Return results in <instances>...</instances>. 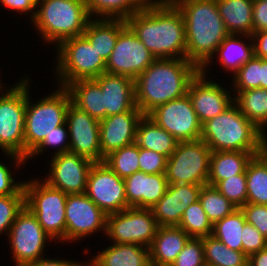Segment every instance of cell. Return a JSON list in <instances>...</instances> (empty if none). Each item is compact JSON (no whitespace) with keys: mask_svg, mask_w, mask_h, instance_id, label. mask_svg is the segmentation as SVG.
<instances>
[{"mask_svg":"<svg viewBox=\"0 0 267 266\" xmlns=\"http://www.w3.org/2000/svg\"><path fill=\"white\" fill-rule=\"evenodd\" d=\"M85 194L107 215L127 209L124 179L103 161L92 165Z\"/></svg>","mask_w":267,"mask_h":266,"instance_id":"obj_14","label":"cell"},{"mask_svg":"<svg viewBox=\"0 0 267 266\" xmlns=\"http://www.w3.org/2000/svg\"><path fill=\"white\" fill-rule=\"evenodd\" d=\"M148 4L150 3H171V4H174L176 1L178 0H145Z\"/></svg>","mask_w":267,"mask_h":266,"instance_id":"obj_56","label":"cell"},{"mask_svg":"<svg viewBox=\"0 0 267 266\" xmlns=\"http://www.w3.org/2000/svg\"><path fill=\"white\" fill-rule=\"evenodd\" d=\"M67 124L66 122L63 125L55 128L51 134L47 135L45 139L27 156V160L36 154H40L44 152V149H47L48 146L58 147L57 152L54 155L61 154L64 152H69V134L66 130ZM68 140V141H66ZM45 147V148H44Z\"/></svg>","mask_w":267,"mask_h":266,"instance_id":"obj_44","label":"cell"},{"mask_svg":"<svg viewBox=\"0 0 267 266\" xmlns=\"http://www.w3.org/2000/svg\"><path fill=\"white\" fill-rule=\"evenodd\" d=\"M191 237L178 226H159L149 246L150 263L170 266Z\"/></svg>","mask_w":267,"mask_h":266,"instance_id":"obj_24","label":"cell"},{"mask_svg":"<svg viewBox=\"0 0 267 266\" xmlns=\"http://www.w3.org/2000/svg\"><path fill=\"white\" fill-rule=\"evenodd\" d=\"M266 136L267 135H264V138L260 142L258 155L267 164V137Z\"/></svg>","mask_w":267,"mask_h":266,"instance_id":"obj_55","label":"cell"},{"mask_svg":"<svg viewBox=\"0 0 267 266\" xmlns=\"http://www.w3.org/2000/svg\"><path fill=\"white\" fill-rule=\"evenodd\" d=\"M23 266H84V265L77 261L75 262L70 260L40 258L39 260L27 263Z\"/></svg>","mask_w":267,"mask_h":266,"instance_id":"obj_52","label":"cell"},{"mask_svg":"<svg viewBox=\"0 0 267 266\" xmlns=\"http://www.w3.org/2000/svg\"><path fill=\"white\" fill-rule=\"evenodd\" d=\"M12 173L7 166L0 162V196L17 194L24 186V183H16Z\"/></svg>","mask_w":267,"mask_h":266,"instance_id":"obj_48","label":"cell"},{"mask_svg":"<svg viewBox=\"0 0 267 266\" xmlns=\"http://www.w3.org/2000/svg\"><path fill=\"white\" fill-rule=\"evenodd\" d=\"M147 116L178 142L198 140L201 137L202 124L188 94L157 106Z\"/></svg>","mask_w":267,"mask_h":266,"instance_id":"obj_13","label":"cell"},{"mask_svg":"<svg viewBox=\"0 0 267 266\" xmlns=\"http://www.w3.org/2000/svg\"><path fill=\"white\" fill-rule=\"evenodd\" d=\"M250 39L254 42V56L267 58V31L254 32Z\"/></svg>","mask_w":267,"mask_h":266,"instance_id":"obj_51","label":"cell"},{"mask_svg":"<svg viewBox=\"0 0 267 266\" xmlns=\"http://www.w3.org/2000/svg\"><path fill=\"white\" fill-rule=\"evenodd\" d=\"M167 159L155 151L139 148V171L147 174H165Z\"/></svg>","mask_w":267,"mask_h":266,"instance_id":"obj_45","label":"cell"},{"mask_svg":"<svg viewBox=\"0 0 267 266\" xmlns=\"http://www.w3.org/2000/svg\"><path fill=\"white\" fill-rule=\"evenodd\" d=\"M103 162L124 179L139 171V147L136 143L124 146L105 156Z\"/></svg>","mask_w":267,"mask_h":266,"instance_id":"obj_38","label":"cell"},{"mask_svg":"<svg viewBox=\"0 0 267 266\" xmlns=\"http://www.w3.org/2000/svg\"><path fill=\"white\" fill-rule=\"evenodd\" d=\"M149 248L140 244L113 243L84 266H148Z\"/></svg>","mask_w":267,"mask_h":266,"instance_id":"obj_25","label":"cell"},{"mask_svg":"<svg viewBox=\"0 0 267 266\" xmlns=\"http://www.w3.org/2000/svg\"><path fill=\"white\" fill-rule=\"evenodd\" d=\"M241 239L242 251L247 257L267 247V238L248 222L243 226Z\"/></svg>","mask_w":267,"mask_h":266,"instance_id":"obj_46","label":"cell"},{"mask_svg":"<svg viewBox=\"0 0 267 266\" xmlns=\"http://www.w3.org/2000/svg\"><path fill=\"white\" fill-rule=\"evenodd\" d=\"M145 0H86L87 11L91 18L98 15L101 19L127 20L134 13L147 6Z\"/></svg>","mask_w":267,"mask_h":266,"instance_id":"obj_32","label":"cell"},{"mask_svg":"<svg viewBox=\"0 0 267 266\" xmlns=\"http://www.w3.org/2000/svg\"><path fill=\"white\" fill-rule=\"evenodd\" d=\"M27 79V104L24 125V159L60 125L66 122L67 109L71 103L69 92L64 87L48 95L36 104H31Z\"/></svg>","mask_w":267,"mask_h":266,"instance_id":"obj_6","label":"cell"},{"mask_svg":"<svg viewBox=\"0 0 267 266\" xmlns=\"http://www.w3.org/2000/svg\"><path fill=\"white\" fill-rule=\"evenodd\" d=\"M178 227L184 230L191 238H203L212 235L213 232V224L199 200L185 210Z\"/></svg>","mask_w":267,"mask_h":266,"instance_id":"obj_39","label":"cell"},{"mask_svg":"<svg viewBox=\"0 0 267 266\" xmlns=\"http://www.w3.org/2000/svg\"><path fill=\"white\" fill-rule=\"evenodd\" d=\"M170 266H206L202 238H190Z\"/></svg>","mask_w":267,"mask_h":266,"instance_id":"obj_43","label":"cell"},{"mask_svg":"<svg viewBox=\"0 0 267 266\" xmlns=\"http://www.w3.org/2000/svg\"><path fill=\"white\" fill-rule=\"evenodd\" d=\"M65 89L73 105L98 121L104 119V95L95 79L77 80L69 83Z\"/></svg>","mask_w":267,"mask_h":266,"instance_id":"obj_29","label":"cell"},{"mask_svg":"<svg viewBox=\"0 0 267 266\" xmlns=\"http://www.w3.org/2000/svg\"><path fill=\"white\" fill-rule=\"evenodd\" d=\"M233 76V86L237 91L260 88V58L253 56Z\"/></svg>","mask_w":267,"mask_h":266,"instance_id":"obj_42","label":"cell"},{"mask_svg":"<svg viewBox=\"0 0 267 266\" xmlns=\"http://www.w3.org/2000/svg\"><path fill=\"white\" fill-rule=\"evenodd\" d=\"M127 208L151 209L165 194L168 182L165 174H147L141 171L124 178Z\"/></svg>","mask_w":267,"mask_h":266,"instance_id":"obj_22","label":"cell"},{"mask_svg":"<svg viewBox=\"0 0 267 266\" xmlns=\"http://www.w3.org/2000/svg\"><path fill=\"white\" fill-rule=\"evenodd\" d=\"M135 143L139 148L155 151L168 158L178 141L147 115H143L137 125Z\"/></svg>","mask_w":267,"mask_h":266,"instance_id":"obj_30","label":"cell"},{"mask_svg":"<svg viewBox=\"0 0 267 266\" xmlns=\"http://www.w3.org/2000/svg\"><path fill=\"white\" fill-rule=\"evenodd\" d=\"M245 172L247 203L267 205V164L259 155H255Z\"/></svg>","mask_w":267,"mask_h":266,"instance_id":"obj_35","label":"cell"},{"mask_svg":"<svg viewBox=\"0 0 267 266\" xmlns=\"http://www.w3.org/2000/svg\"><path fill=\"white\" fill-rule=\"evenodd\" d=\"M205 74L199 71L187 90L201 124L220 115L234 103L229 91L214 81H208Z\"/></svg>","mask_w":267,"mask_h":266,"instance_id":"obj_19","label":"cell"},{"mask_svg":"<svg viewBox=\"0 0 267 266\" xmlns=\"http://www.w3.org/2000/svg\"><path fill=\"white\" fill-rule=\"evenodd\" d=\"M0 94V148L16 165L24 161V125L27 104V79ZM15 157V158H14Z\"/></svg>","mask_w":267,"mask_h":266,"instance_id":"obj_7","label":"cell"},{"mask_svg":"<svg viewBox=\"0 0 267 266\" xmlns=\"http://www.w3.org/2000/svg\"><path fill=\"white\" fill-rule=\"evenodd\" d=\"M25 206V193L22 188L17 194L0 196V234L8 232L17 214Z\"/></svg>","mask_w":267,"mask_h":266,"instance_id":"obj_40","label":"cell"},{"mask_svg":"<svg viewBox=\"0 0 267 266\" xmlns=\"http://www.w3.org/2000/svg\"><path fill=\"white\" fill-rule=\"evenodd\" d=\"M143 115L136 106L131 111L110 115L101 120V155L105 157L112 151L135 143L137 125Z\"/></svg>","mask_w":267,"mask_h":266,"instance_id":"obj_20","label":"cell"},{"mask_svg":"<svg viewBox=\"0 0 267 266\" xmlns=\"http://www.w3.org/2000/svg\"><path fill=\"white\" fill-rule=\"evenodd\" d=\"M199 202L213 225L238 209L214 186L208 184L202 186Z\"/></svg>","mask_w":267,"mask_h":266,"instance_id":"obj_37","label":"cell"},{"mask_svg":"<svg viewBox=\"0 0 267 266\" xmlns=\"http://www.w3.org/2000/svg\"><path fill=\"white\" fill-rule=\"evenodd\" d=\"M214 187L237 208L247 203L246 172L219 181Z\"/></svg>","mask_w":267,"mask_h":266,"instance_id":"obj_41","label":"cell"},{"mask_svg":"<svg viewBox=\"0 0 267 266\" xmlns=\"http://www.w3.org/2000/svg\"><path fill=\"white\" fill-rule=\"evenodd\" d=\"M206 266H248V257L224 245L213 235L202 238Z\"/></svg>","mask_w":267,"mask_h":266,"instance_id":"obj_34","label":"cell"},{"mask_svg":"<svg viewBox=\"0 0 267 266\" xmlns=\"http://www.w3.org/2000/svg\"><path fill=\"white\" fill-rule=\"evenodd\" d=\"M93 164L92 160L70 151L53 155L50 161L51 173L42 181L66 194H82L86 191Z\"/></svg>","mask_w":267,"mask_h":266,"instance_id":"obj_17","label":"cell"},{"mask_svg":"<svg viewBox=\"0 0 267 266\" xmlns=\"http://www.w3.org/2000/svg\"><path fill=\"white\" fill-rule=\"evenodd\" d=\"M95 80L104 95V118L136 107L135 80L132 78L105 72Z\"/></svg>","mask_w":267,"mask_h":266,"instance_id":"obj_23","label":"cell"},{"mask_svg":"<svg viewBox=\"0 0 267 266\" xmlns=\"http://www.w3.org/2000/svg\"><path fill=\"white\" fill-rule=\"evenodd\" d=\"M219 14L229 34H253V0H216Z\"/></svg>","mask_w":267,"mask_h":266,"instance_id":"obj_28","label":"cell"},{"mask_svg":"<svg viewBox=\"0 0 267 266\" xmlns=\"http://www.w3.org/2000/svg\"><path fill=\"white\" fill-rule=\"evenodd\" d=\"M155 59L126 26L119 33L114 49L106 61V73L124 75L135 80Z\"/></svg>","mask_w":267,"mask_h":266,"instance_id":"obj_15","label":"cell"},{"mask_svg":"<svg viewBox=\"0 0 267 266\" xmlns=\"http://www.w3.org/2000/svg\"><path fill=\"white\" fill-rule=\"evenodd\" d=\"M56 73L61 87L83 79H95L106 72V61L83 36L68 38L57 46Z\"/></svg>","mask_w":267,"mask_h":266,"instance_id":"obj_9","label":"cell"},{"mask_svg":"<svg viewBox=\"0 0 267 266\" xmlns=\"http://www.w3.org/2000/svg\"><path fill=\"white\" fill-rule=\"evenodd\" d=\"M69 151L93 162H102L100 147V121L70 103L66 113Z\"/></svg>","mask_w":267,"mask_h":266,"instance_id":"obj_16","label":"cell"},{"mask_svg":"<svg viewBox=\"0 0 267 266\" xmlns=\"http://www.w3.org/2000/svg\"><path fill=\"white\" fill-rule=\"evenodd\" d=\"M174 4L185 21L186 59L207 72L213 54L229 35L216 0H178Z\"/></svg>","mask_w":267,"mask_h":266,"instance_id":"obj_3","label":"cell"},{"mask_svg":"<svg viewBox=\"0 0 267 266\" xmlns=\"http://www.w3.org/2000/svg\"><path fill=\"white\" fill-rule=\"evenodd\" d=\"M104 213L85 193L68 194L65 206L66 241L84 238L98 230L106 232Z\"/></svg>","mask_w":267,"mask_h":266,"instance_id":"obj_18","label":"cell"},{"mask_svg":"<svg viewBox=\"0 0 267 266\" xmlns=\"http://www.w3.org/2000/svg\"><path fill=\"white\" fill-rule=\"evenodd\" d=\"M25 181V206L52 239L66 241L65 192L49 186L45 181Z\"/></svg>","mask_w":267,"mask_h":266,"instance_id":"obj_8","label":"cell"},{"mask_svg":"<svg viewBox=\"0 0 267 266\" xmlns=\"http://www.w3.org/2000/svg\"><path fill=\"white\" fill-rule=\"evenodd\" d=\"M245 216L240 208L213 225L212 235L230 249L242 251L241 233Z\"/></svg>","mask_w":267,"mask_h":266,"instance_id":"obj_36","label":"cell"},{"mask_svg":"<svg viewBox=\"0 0 267 266\" xmlns=\"http://www.w3.org/2000/svg\"><path fill=\"white\" fill-rule=\"evenodd\" d=\"M96 19V20H95ZM91 18L83 36L91 43L98 54L107 61L117 42L119 33L127 26L125 20Z\"/></svg>","mask_w":267,"mask_h":266,"instance_id":"obj_26","label":"cell"},{"mask_svg":"<svg viewBox=\"0 0 267 266\" xmlns=\"http://www.w3.org/2000/svg\"><path fill=\"white\" fill-rule=\"evenodd\" d=\"M203 185L168 184L165 194L151 208L159 226H178L185 210L199 200Z\"/></svg>","mask_w":267,"mask_h":266,"instance_id":"obj_21","label":"cell"},{"mask_svg":"<svg viewBox=\"0 0 267 266\" xmlns=\"http://www.w3.org/2000/svg\"><path fill=\"white\" fill-rule=\"evenodd\" d=\"M8 237L16 266H23L43 258L45 243L48 239L52 241L36 216L26 206L17 214Z\"/></svg>","mask_w":267,"mask_h":266,"instance_id":"obj_12","label":"cell"},{"mask_svg":"<svg viewBox=\"0 0 267 266\" xmlns=\"http://www.w3.org/2000/svg\"><path fill=\"white\" fill-rule=\"evenodd\" d=\"M246 222L252 224L267 238V205L246 203L241 208Z\"/></svg>","mask_w":267,"mask_h":266,"instance_id":"obj_47","label":"cell"},{"mask_svg":"<svg viewBox=\"0 0 267 266\" xmlns=\"http://www.w3.org/2000/svg\"><path fill=\"white\" fill-rule=\"evenodd\" d=\"M260 88L267 89V58H260Z\"/></svg>","mask_w":267,"mask_h":266,"instance_id":"obj_54","label":"cell"},{"mask_svg":"<svg viewBox=\"0 0 267 266\" xmlns=\"http://www.w3.org/2000/svg\"><path fill=\"white\" fill-rule=\"evenodd\" d=\"M211 153L201 139L178 142L167 159L165 175L168 184L206 185Z\"/></svg>","mask_w":267,"mask_h":266,"instance_id":"obj_10","label":"cell"},{"mask_svg":"<svg viewBox=\"0 0 267 266\" xmlns=\"http://www.w3.org/2000/svg\"><path fill=\"white\" fill-rule=\"evenodd\" d=\"M126 24L156 59L186 58L185 21L175 4H147Z\"/></svg>","mask_w":267,"mask_h":266,"instance_id":"obj_1","label":"cell"},{"mask_svg":"<svg viewBox=\"0 0 267 266\" xmlns=\"http://www.w3.org/2000/svg\"><path fill=\"white\" fill-rule=\"evenodd\" d=\"M37 6L31 21L46 42L57 45L68 38L81 36L91 19L86 0H38Z\"/></svg>","mask_w":267,"mask_h":266,"instance_id":"obj_5","label":"cell"},{"mask_svg":"<svg viewBox=\"0 0 267 266\" xmlns=\"http://www.w3.org/2000/svg\"><path fill=\"white\" fill-rule=\"evenodd\" d=\"M258 152L216 151L211 153L207 184L215 186L219 181L243 174L249 161Z\"/></svg>","mask_w":267,"mask_h":266,"instance_id":"obj_27","label":"cell"},{"mask_svg":"<svg viewBox=\"0 0 267 266\" xmlns=\"http://www.w3.org/2000/svg\"><path fill=\"white\" fill-rule=\"evenodd\" d=\"M237 36V34H229L215 52L218 53L219 62L227 69L226 71H233L234 74L254 56L253 41L250 45H246L244 41L237 39Z\"/></svg>","mask_w":267,"mask_h":266,"instance_id":"obj_33","label":"cell"},{"mask_svg":"<svg viewBox=\"0 0 267 266\" xmlns=\"http://www.w3.org/2000/svg\"><path fill=\"white\" fill-rule=\"evenodd\" d=\"M248 266H267V247L248 257Z\"/></svg>","mask_w":267,"mask_h":266,"instance_id":"obj_53","label":"cell"},{"mask_svg":"<svg viewBox=\"0 0 267 266\" xmlns=\"http://www.w3.org/2000/svg\"><path fill=\"white\" fill-rule=\"evenodd\" d=\"M159 225L151 209L128 207L106 218V236L113 243L151 245Z\"/></svg>","mask_w":267,"mask_h":266,"instance_id":"obj_11","label":"cell"},{"mask_svg":"<svg viewBox=\"0 0 267 266\" xmlns=\"http://www.w3.org/2000/svg\"><path fill=\"white\" fill-rule=\"evenodd\" d=\"M234 103L240 112L265 134L267 125V89L236 91Z\"/></svg>","mask_w":267,"mask_h":266,"instance_id":"obj_31","label":"cell"},{"mask_svg":"<svg viewBox=\"0 0 267 266\" xmlns=\"http://www.w3.org/2000/svg\"><path fill=\"white\" fill-rule=\"evenodd\" d=\"M3 6L16 10L17 12L29 13L32 10V20L36 15V8L38 5V0H1ZM35 9V10H34Z\"/></svg>","mask_w":267,"mask_h":266,"instance_id":"obj_50","label":"cell"},{"mask_svg":"<svg viewBox=\"0 0 267 266\" xmlns=\"http://www.w3.org/2000/svg\"><path fill=\"white\" fill-rule=\"evenodd\" d=\"M264 135L233 103L220 115L202 124L200 139L212 152H258Z\"/></svg>","mask_w":267,"mask_h":266,"instance_id":"obj_4","label":"cell"},{"mask_svg":"<svg viewBox=\"0 0 267 266\" xmlns=\"http://www.w3.org/2000/svg\"><path fill=\"white\" fill-rule=\"evenodd\" d=\"M253 33L267 31V0H253Z\"/></svg>","mask_w":267,"mask_h":266,"instance_id":"obj_49","label":"cell"},{"mask_svg":"<svg viewBox=\"0 0 267 266\" xmlns=\"http://www.w3.org/2000/svg\"><path fill=\"white\" fill-rule=\"evenodd\" d=\"M199 71L186 58L155 59L135 79L136 106L147 115L157 106L185 96Z\"/></svg>","mask_w":267,"mask_h":266,"instance_id":"obj_2","label":"cell"}]
</instances>
